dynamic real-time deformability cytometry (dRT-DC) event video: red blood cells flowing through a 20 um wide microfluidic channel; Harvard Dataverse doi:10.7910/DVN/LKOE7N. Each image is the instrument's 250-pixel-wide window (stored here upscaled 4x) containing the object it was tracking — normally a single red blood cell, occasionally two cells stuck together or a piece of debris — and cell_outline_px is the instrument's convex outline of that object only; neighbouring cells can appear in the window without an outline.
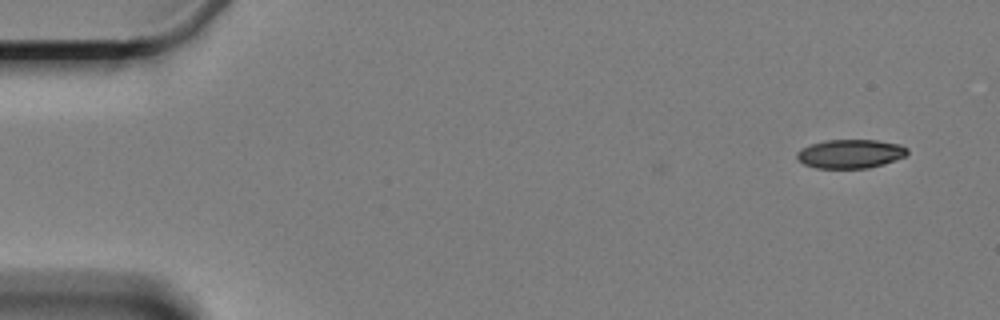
{"species": "Egyptian fruit bat (a non-hibernating species)", "species_latin": "Rousettus aegyptiacus", "temperature_condition": "cold", "stored_images_in_passage": 55, "camera_frame_rate_fps": 3000, "um_per_image_px": 0.085, "animal": {"sex": "female"}, "frame": {"image": 1, "passage_image": 1, "time_ms": 0.0, "image_size_px": [1000, 320], "cell_outline_px": [[908, 152], [904, 156], [884, 164], [868, 168], [816, 168], [804, 164], [796, 156], [796, 152], [800, 148], [824, 140], [876, 140], [900, 144], [908, 148]], "centroid_in_image_um": [72.27, 13.07], "position_along_channel_um": 12.7, "area_um2": 18.55}}
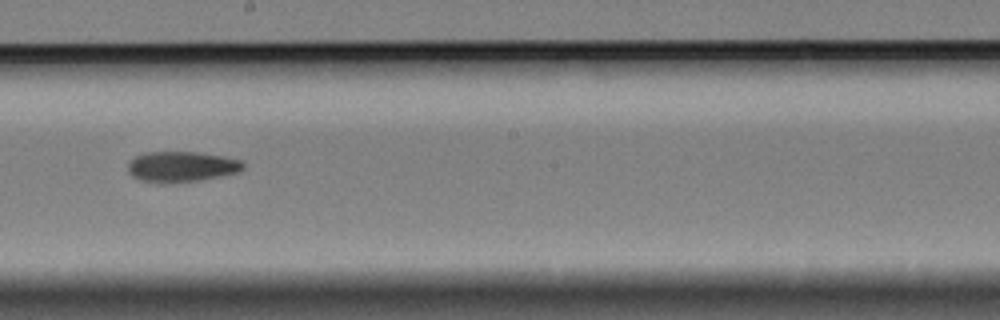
{"frame": {"image": 2, "passage_image": 31, "time_ms": 10.0, "image_size_px": [1000, 320], "cell_outline_px": [[244, 168], [236, 172], [220, 176], [200, 180], [164, 184], [160, 184], [140, 180], [132, 176], [128, 172], [128, 164], [136, 156], [148, 152], [196, 152], [224, 156], [240, 160], [244, 164]], "centroid_in_image_um": [15.4, 14.18], "position_along_channel_um": 232.8, "area_um2": 20.52}}
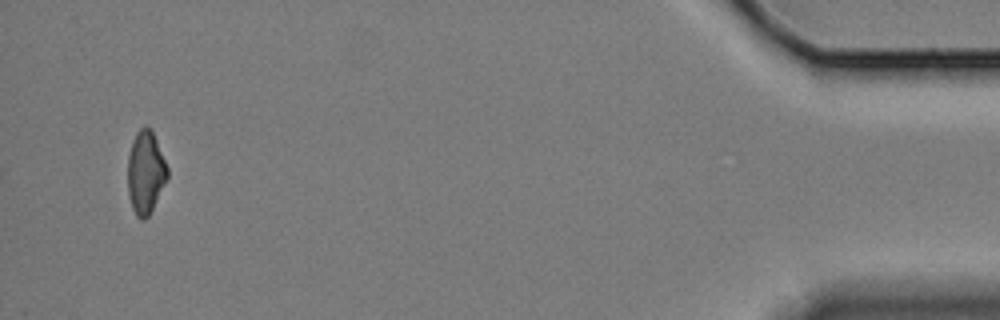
{"frame": {"image": 3, "passage_image": 55, "time_ms": 18.0, "image_size_px": [1000, 320], "cell_outline_px": [[168, 176], [148, 216], [144, 220], [140, 220], [136, 216], [132, 208], [128, 196], [128, 156], [132, 140], [136, 132], [144, 124], [152, 128], [168, 168]], "centroid_in_image_um": [12.36, 14.6], "position_along_channel_um": 422.8, "area_um2": 19.25}, "authors_computed_cell_mechanics": {"area_um2": 20.1144, "velocity_mm_per_s": 3.3415, "shape_relaxation_time_tau1_ms": 3.4539, "shape_relaxation_time_tau2_ms": 7.9097, "deformation_change_tau1": 0.1398, "deformation_change_tau2": 0.1586}}